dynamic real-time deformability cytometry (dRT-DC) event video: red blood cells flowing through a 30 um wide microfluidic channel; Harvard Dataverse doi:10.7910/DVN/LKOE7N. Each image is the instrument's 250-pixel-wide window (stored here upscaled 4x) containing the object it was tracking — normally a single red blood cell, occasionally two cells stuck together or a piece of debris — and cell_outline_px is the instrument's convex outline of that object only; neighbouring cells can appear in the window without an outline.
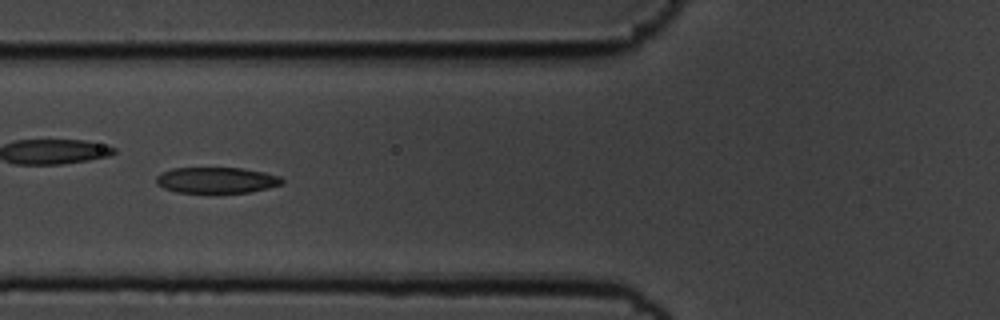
{"species": "common noctule bat (a hibernating species)", "species_latin": "Nyctalus noctula", "temperature_condition": "cold", "stored_images_in_passage": 19, "camera_frame_rate_fps": 3000, "um_per_image_px": 0.085, "animal": {"sex": "male", "body_mass_g": 19.5, "forearm_length_mm": 54.6}, "frame": {"image": 1, "passage_image": 6, "time_ms": 1.667, "image_size_px": [1000, 320], "cell_outline_px": [[284, 184], [268, 188], [248, 192], [212, 196], [176, 192], [164, 188], [156, 184], [156, 176], [160, 172], [172, 168], [240, 168], [264, 172], [280, 176], [284, 180]], "centroid_in_image_um": [18.38, 15.36], "position_along_channel_um": 107.4, "area_um2": 20.06}}